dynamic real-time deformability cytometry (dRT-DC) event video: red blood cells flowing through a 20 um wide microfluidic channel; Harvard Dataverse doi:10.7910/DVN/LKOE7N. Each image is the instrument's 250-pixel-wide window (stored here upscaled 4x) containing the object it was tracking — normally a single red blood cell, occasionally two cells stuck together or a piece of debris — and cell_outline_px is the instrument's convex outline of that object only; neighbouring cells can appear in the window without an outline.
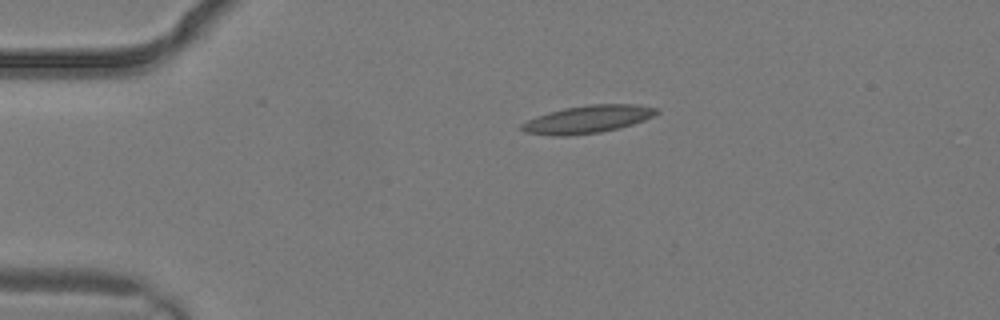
{"species": "common noctule bat (a hibernating species)", "species_latin": "Nyctalus noctula", "temperature_condition": "warm", "stored_images_in_passage": 4, "camera_frame_rate_fps": 3000, "um_per_image_px": 0.085, "animal": {"sex": "male", "body_mass_g": 19.2, "forearm_length_mm": 51.8}, "frame": {"image": 1, "passage_image": 4, "time_ms": 1.0, "image_size_px": [1000, 320], "cell_outline_px": [[660, 112], [644, 120], [620, 128], [600, 132], [568, 136], [552, 136], [524, 132], [520, 128], [520, 124], [528, 120], [548, 112], [564, 108], [588, 104], [636, 104], [660, 108]], "centroid_in_image_um": [49.96, 10.14], "position_along_channel_um": 35.0, "area_um2": 21.91}}